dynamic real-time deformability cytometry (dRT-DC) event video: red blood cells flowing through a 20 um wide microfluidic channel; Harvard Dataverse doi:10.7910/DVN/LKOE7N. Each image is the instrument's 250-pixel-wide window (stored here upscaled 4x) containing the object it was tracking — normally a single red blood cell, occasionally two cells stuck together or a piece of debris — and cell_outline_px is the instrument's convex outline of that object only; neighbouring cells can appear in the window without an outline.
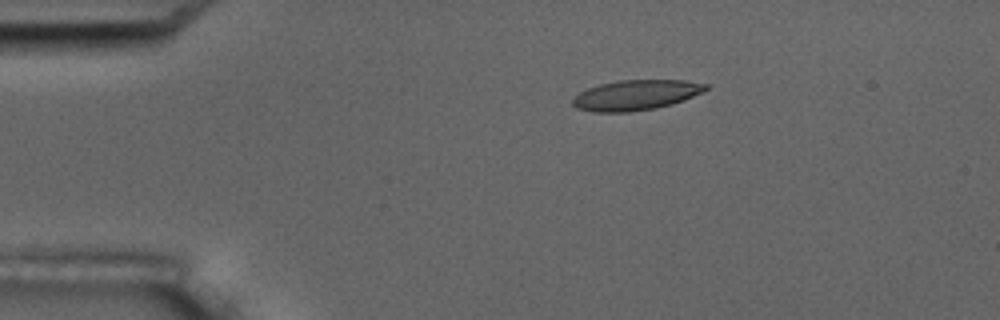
{"species": "common noctule bat (a hibernating species)", "species_latin": "Nyctalus noctula", "temperature_condition": "room temperature", "stored_images_in_passage": 4, "camera_frame_rate_fps": 3000, "um_per_image_px": 0.085, "animal": {"sex": "male", "body_mass_g": 17.5, "forearm_length_mm": 52.3}, "frame": {"image": 1, "passage_image": 3, "time_ms": 2.333, "image_size_px": [1000, 320], "cell_outline_px": [[708, 88], [684, 100], [672, 104], [656, 108], [628, 112], [592, 112], [576, 108], [572, 104], [572, 100], [580, 92], [588, 88], [600, 84], [620, 80], [684, 80], [708, 84]], "centroid_in_image_um": [54.03, 8.08], "position_along_channel_um": 31.0, "area_um2": 23.29}}